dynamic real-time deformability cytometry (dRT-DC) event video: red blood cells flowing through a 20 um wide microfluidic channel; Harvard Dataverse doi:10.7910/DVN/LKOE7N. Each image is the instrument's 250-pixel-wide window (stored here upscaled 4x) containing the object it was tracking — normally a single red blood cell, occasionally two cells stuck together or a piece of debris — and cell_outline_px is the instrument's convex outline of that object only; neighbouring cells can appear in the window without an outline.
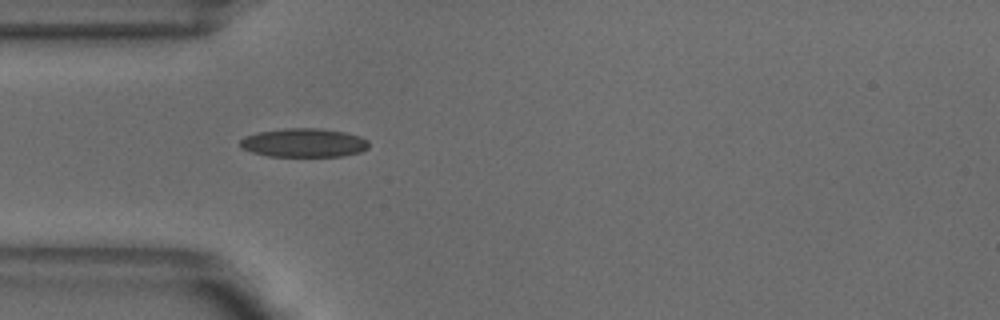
{"species": "common noctule bat (a hibernating species)", "species_latin": "Nyctalus noctula", "temperature_condition": "warm", "stored_images_in_passage": 38, "camera_frame_rate_fps": 3000, "um_per_image_px": 0.085, "animal": {"sex": "male", "body_mass_g": 18.8}, "frame": {"image": 1, "passage_image": 1, "time_ms": 0.0, "image_size_px": [1000, 320], "cell_outline_px": [[368, 148], [360, 152], [344, 156], [268, 156], [252, 152], [240, 148], [240, 140], [244, 136], [260, 132], [284, 128], [316, 128], [344, 132], [360, 136], [368, 140]], "centroid_in_image_um": [25.82, 12.14], "position_along_channel_um": 59.2, "area_um2": 21.56}}
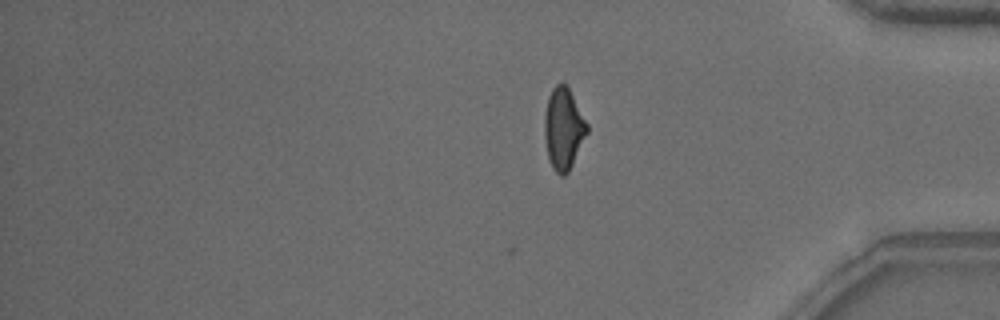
{"frame": {"image": 2, "passage_image": 28, "time_ms": 9.0, "image_size_px": [1000, 320], "cell_outline_px": [[588, 132], [568, 172], [564, 176], [560, 176], [552, 168], [548, 160], [544, 136], [544, 112], [548, 96], [552, 88], [556, 84], [564, 84], [568, 88], [588, 124]], "centroid_in_image_um": [47.87, 10.96], "position_along_channel_um": 387.3, "area_um2": 20.23}}
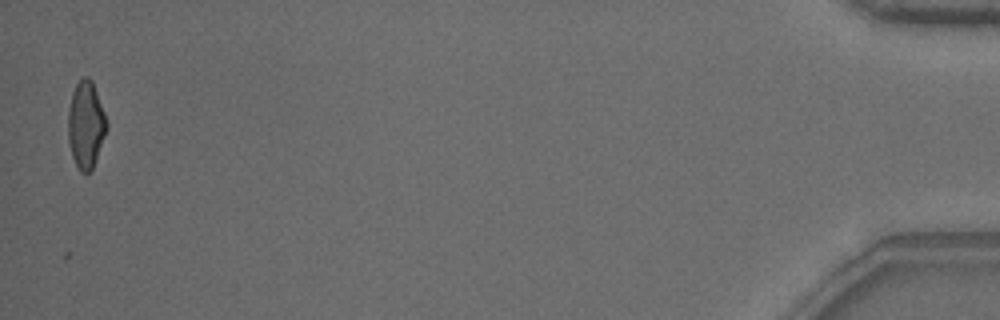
{"frame": {"image": 3, "passage_image": 37, "time_ms": 12.0, "image_size_px": [1000, 320], "cell_outline_px": [[108, 128], [92, 168], [88, 172], [80, 172], [72, 156], [68, 140], [68, 108], [72, 92], [76, 84], [84, 76], [88, 76], [92, 80], [108, 120]], "centroid_in_image_um": [7.3, 10.56], "position_along_channel_um": 427.9, "area_um2": 19.65}, "authors_computed_cell_mechanics": {"area_um2": 19.8543, "velocity_mm_per_s": 3.8886, "shape_relaxation_time_tau1_ms": null, "shape_relaxation_time_tau2_ms": 1.7555, "deformation_change_tau1": null, "deformation_change_tau2": 0.084}}